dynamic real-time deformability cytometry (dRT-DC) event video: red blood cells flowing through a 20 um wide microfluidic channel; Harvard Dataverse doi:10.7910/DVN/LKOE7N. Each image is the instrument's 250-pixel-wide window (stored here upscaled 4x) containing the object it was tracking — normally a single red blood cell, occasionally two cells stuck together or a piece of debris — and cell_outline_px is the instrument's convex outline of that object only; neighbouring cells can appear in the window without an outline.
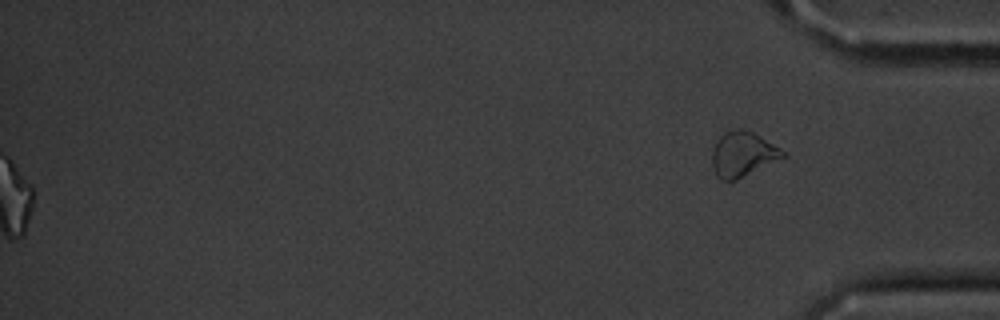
{"species": "common noctule bat (a hibernating species)", "species_latin": "Nyctalus noctula", "temperature_condition": "cold", "stored_images_in_passage": 47, "segment_of_instrument_passage": [2, 2], "camera_frame_rate_fps": 3000, "um_per_image_px": 0.085, "animal": {"sex": "male", "body_mass_g": 20.1, "forearm_length_mm": 53.5}, "frame": {"image": 1, "passage_image": 47, "time_ms": 15.333, "image_size_px": [1000, 320], "cell_outline_px": [[784, 156], [736, 180], [720, 180], [716, 176], [712, 164], [712, 152], [720, 136], [724, 132], [736, 128], [740, 128], [752, 132], [760, 136], [780, 148], [784, 152]], "centroid_in_image_um": [63.09, 13.1], "position_along_channel_um": 372.1, "area_um2": 18.09}}